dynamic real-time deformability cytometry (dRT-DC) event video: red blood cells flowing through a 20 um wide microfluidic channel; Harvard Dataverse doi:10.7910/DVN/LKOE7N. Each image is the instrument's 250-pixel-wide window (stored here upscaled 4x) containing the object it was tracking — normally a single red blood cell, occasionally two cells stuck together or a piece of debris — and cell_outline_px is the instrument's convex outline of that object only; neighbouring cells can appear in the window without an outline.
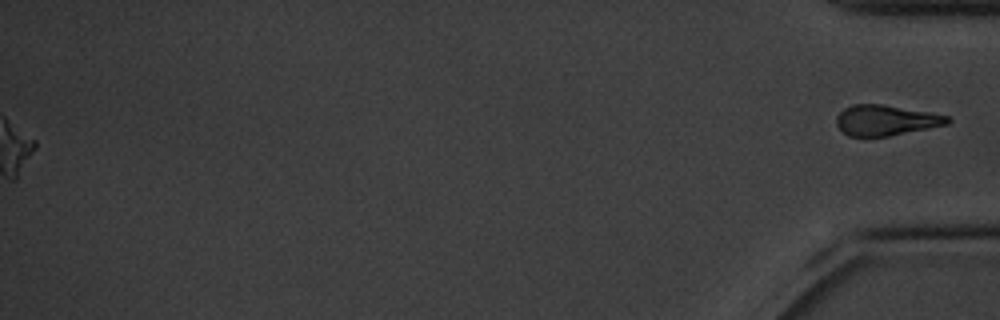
{"species": "common noctule bat (a hibernating species)", "species_latin": "Nyctalus noctula", "temperature_condition": "cold", "stored_images_in_passage": 58, "segment_of_instrument_passage": [2, 2], "camera_frame_rate_fps": 3000, "um_per_image_px": 0.085, "animal": {"sex": "male", "body_mass_g": 20.1, "forearm_length_mm": 53.5}, "frame": {"image": 1, "passage_image": 58, "time_ms": 19.0, "image_size_px": [1000, 320], "cell_outline_px": [[952, 120], [948, 124], [888, 136], [848, 136], [836, 124], [836, 116], [844, 108], [852, 104], [880, 104], [928, 112], [948, 116]], "centroid_in_image_um": [75.27, 10.22], "position_along_channel_um": 359.9, "area_um2": 19.48}}